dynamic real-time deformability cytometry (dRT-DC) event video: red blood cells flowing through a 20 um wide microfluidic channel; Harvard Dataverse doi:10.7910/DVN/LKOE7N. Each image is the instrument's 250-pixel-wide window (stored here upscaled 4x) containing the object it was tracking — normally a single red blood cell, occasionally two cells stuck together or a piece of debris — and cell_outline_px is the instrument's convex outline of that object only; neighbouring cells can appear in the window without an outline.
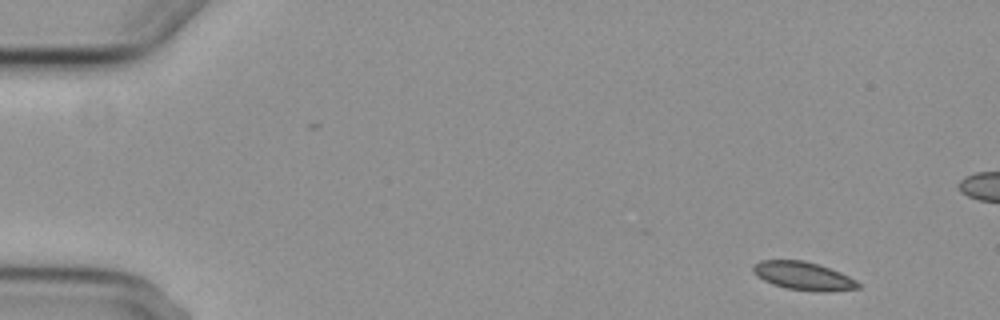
{"species": "common noctule bat (a hibernating species)", "species_latin": "Nyctalus noctula", "temperature_condition": "cold", "stored_images_in_passage": 6, "camera_frame_rate_fps": 3000, "um_per_image_px": 0.085, "animal": {"sex": "female", "body_mass_g": 29.2, "forearm_length_mm": 56.3}, "frame": {"image": 1, "passage_image": 1, "time_ms": 0.0, "image_size_px": [1000, 320], "cell_outline_px": [[860, 288], [828, 292], [824, 292], [784, 288], [772, 284], [756, 276], [752, 272], [752, 264], [760, 260], [804, 260], [840, 272], [856, 280], [860, 284]], "centroid_in_image_um": [68.25, 23.45], "position_along_channel_um": 16.8, "area_um2": 17.34}}
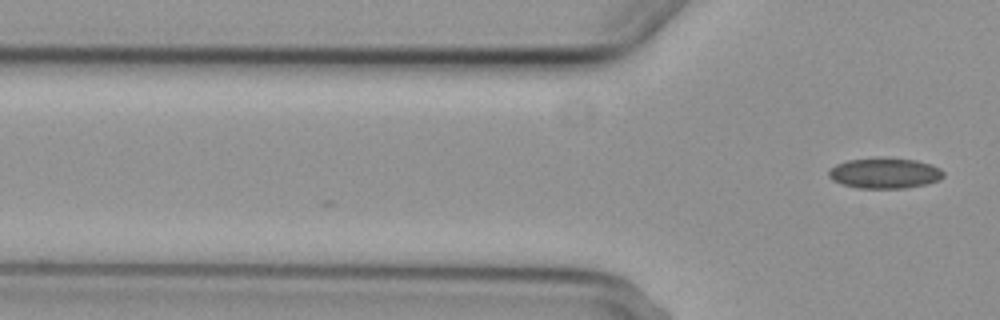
{"frame": {"image": 2, "passage_image": 6, "time_ms": 6.667, "image_size_px": [1000, 320], "cell_outline_px": [[944, 176], [940, 180], [924, 184], [904, 188], [856, 188], [840, 184], [832, 180], [828, 176], [828, 172], [836, 164], [848, 160], [916, 160], [932, 164], [940, 168], [944, 172]], "centroid_in_image_um": [75.2, 14.76], "position_along_channel_um": 50.6, "area_um2": 19.83}}